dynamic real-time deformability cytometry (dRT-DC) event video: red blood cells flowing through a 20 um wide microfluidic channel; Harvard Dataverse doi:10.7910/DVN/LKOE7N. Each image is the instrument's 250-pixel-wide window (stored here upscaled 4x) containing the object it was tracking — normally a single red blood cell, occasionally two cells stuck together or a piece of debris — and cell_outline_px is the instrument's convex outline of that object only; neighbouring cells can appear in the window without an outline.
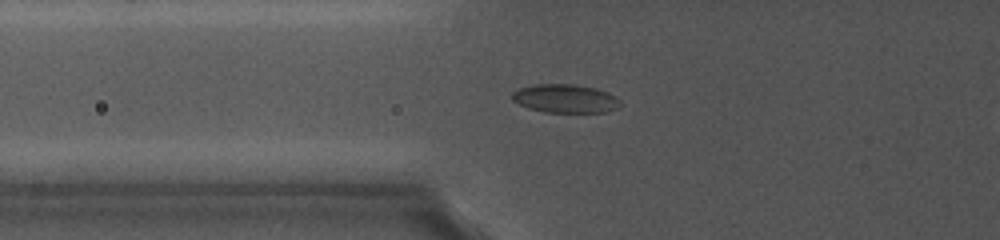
{"species": "common noctule bat (a hibernating species)", "species_latin": "Nyctalus noctula", "temperature_condition": "cold", "stored_images_in_passage": 31, "camera_frame_rate_fps": 5000, "um_per_image_px": 0.085, "animal": {"sex": "female", "body_mass_g": 19.0, "forearm_length_mm": 56.7}, "frame": {"image": 1, "passage_image": 2, "time_ms": 0.2, "image_size_px": [1000, 240], "cell_outline_px": [[620, 108], [604, 112], [544, 112], [528, 108], [512, 100], [512, 92], [520, 88], [532, 84], [572, 84], [596, 88], [608, 92], [616, 96], [620, 100]], "centroid_in_image_um": [48.06, 8.37], "position_along_channel_um": 77.7, "area_um2": 18.09}}
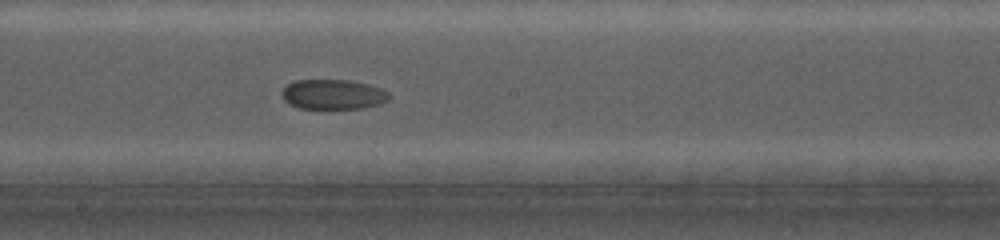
{"frame": {"image": 2, "passage_image": 16, "time_ms": 4.4, "image_size_px": [1000, 240], "cell_outline_px": [[392, 96], [388, 100], [364, 108], [300, 108], [288, 104], [280, 96], [280, 92], [288, 84], [296, 80], [352, 80], [368, 84], [380, 88], [388, 92]], "centroid_in_image_um": [28.28, 8.01], "position_along_channel_um": 219.9, "area_um2": 18.73}}
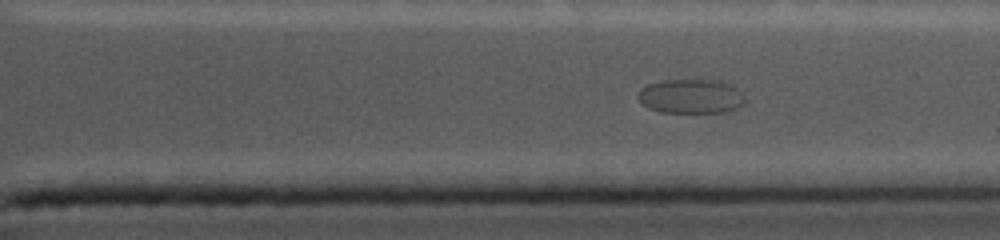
{"frame": {"image": 3, "passage_image": 28, "time_ms": 8.2, "image_size_px": [1000, 240], "cell_outline_px": [[748, 100], [744, 104], [736, 108], [724, 112], [660, 112], [648, 108], [636, 96], [640, 88], [648, 84], [660, 80], [720, 80], [736, 88]], "centroid_in_image_um": [58.72, 8.18], "position_along_channel_um": 352.7, "area_um2": 21.5}}